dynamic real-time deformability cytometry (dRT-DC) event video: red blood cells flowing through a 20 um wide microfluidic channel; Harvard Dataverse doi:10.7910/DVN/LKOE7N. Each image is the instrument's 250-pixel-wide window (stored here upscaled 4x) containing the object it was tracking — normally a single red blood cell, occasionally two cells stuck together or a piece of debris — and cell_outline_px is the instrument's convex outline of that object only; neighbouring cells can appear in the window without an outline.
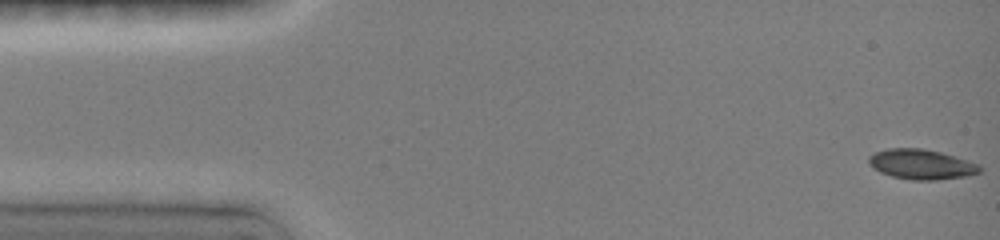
{"species": "common noctule bat (a hibernating species)", "species_latin": "Nyctalus noctula", "temperature_condition": "room temperature", "stored_images_in_passage": 45, "camera_frame_rate_fps": 3000, "um_per_image_px": 0.085, "animal": {"sex": "female", "body_mass_g": 19.0, "forearm_length_mm": 51.5}, "frame": {"image": 1, "passage_image": 1, "time_ms": 0.0, "image_size_px": [1000, 240], "cell_outline_px": [[980, 172], [968, 176], [936, 180], [912, 180], [892, 176], [880, 172], [872, 168], [868, 164], [868, 156], [876, 152], [888, 148], [924, 148], [940, 152], [980, 164]], "centroid_in_image_um": [78.29, 13.97], "position_along_channel_um": 6.7, "area_um2": 19.48}}
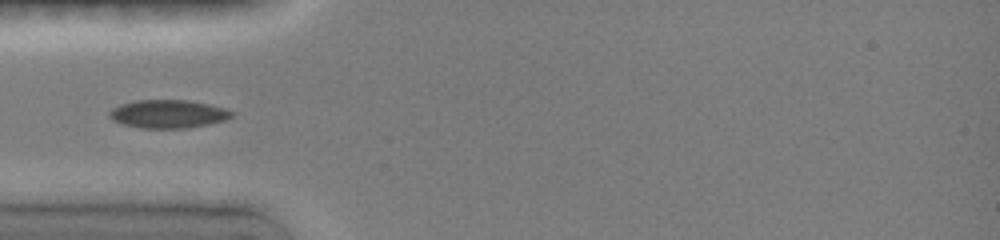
{"frame": {"image": 2, "passage_image": 14, "time_ms": 4.667, "image_size_px": [1000, 240], "cell_outline_px": [[236, 112], [228, 120], [188, 128], [140, 128], [120, 124], [112, 120], [108, 116], [108, 112], [112, 108], [120, 104], [136, 100], [184, 100], [208, 104], [228, 108]], "centroid_in_image_um": [14.3, 9.69], "position_along_channel_um": 70.7, "area_um2": 20.46}}
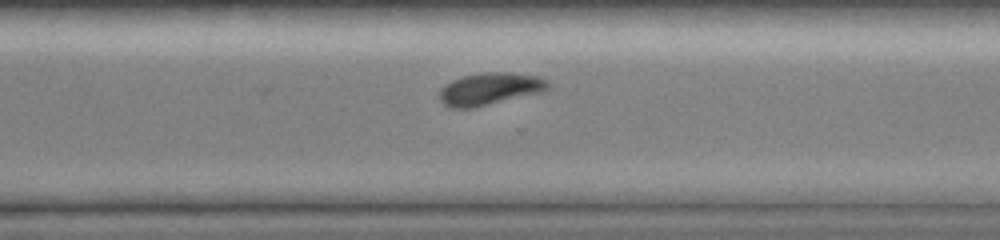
{"frame": {"image": 3, "passage_image": 41, "time_ms": 10.667, "image_size_px": [1000, 240], "cell_outline_px": [[552, 84], [548, 88], [540, 92], [472, 108], [452, 108], [444, 104], [440, 100], [440, 88], [452, 80], [464, 76], [484, 72], [508, 72], [536, 76], [548, 80]], "centroid_in_image_um": [41.63, 7.54], "position_along_channel_um": 329.0, "area_um2": 20.17}}